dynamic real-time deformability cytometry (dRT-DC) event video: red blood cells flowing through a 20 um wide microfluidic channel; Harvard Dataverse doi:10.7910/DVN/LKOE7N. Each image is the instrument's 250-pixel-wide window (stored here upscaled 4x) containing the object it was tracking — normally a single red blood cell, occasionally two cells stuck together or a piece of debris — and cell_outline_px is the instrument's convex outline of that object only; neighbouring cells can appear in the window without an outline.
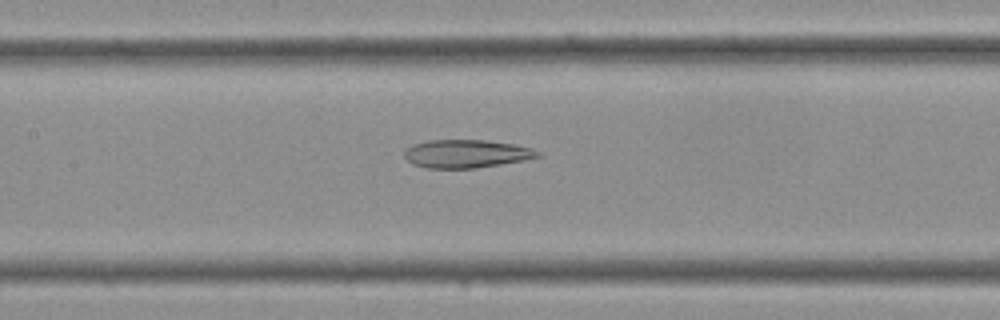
{"species": "Egyptian fruit bat (a non-hibernating species)", "species_latin": "Rousettus aegyptiacus", "temperature_condition": "cold", "stored_images_in_passage": 25, "camera_frame_rate_fps": 3000, "um_per_image_px": 0.085, "frame": {"image": 1, "passage_image": 6, "time_ms": 1.667, "image_size_px": [1000, 320], "cell_outline_px": [[540, 156], [524, 160], [476, 168], [428, 168], [412, 164], [404, 156], [404, 152], [412, 144], [428, 140], [484, 140], [512, 144], [532, 148], [540, 152]], "centroid_in_image_um": [39.62, 13.07], "position_along_channel_um": 167.8, "area_um2": 21.73}}
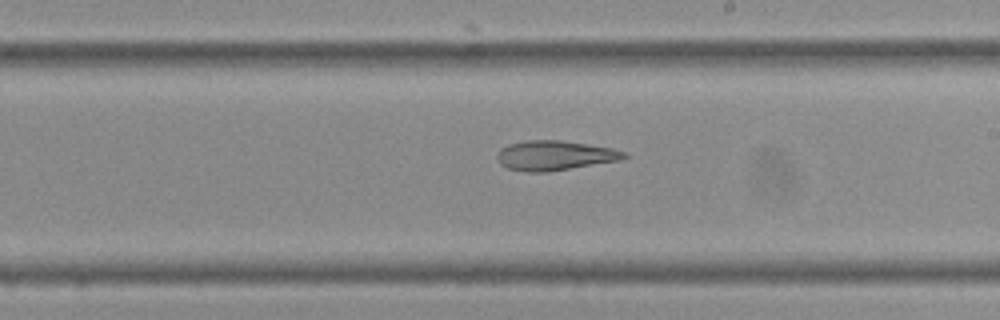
{"frame": {"image": 2, "passage_image": 10, "time_ms": 3.0, "image_size_px": [1000, 320], "cell_outline_px": [[628, 156], [620, 160], [548, 172], [528, 172], [508, 168], [500, 164], [496, 156], [500, 148], [508, 144], [524, 140], [560, 140], [588, 144], [612, 148], [628, 152]], "centroid_in_image_um": [47.15, 13.21], "position_along_channel_um": 241.9, "area_um2": 22.08}}
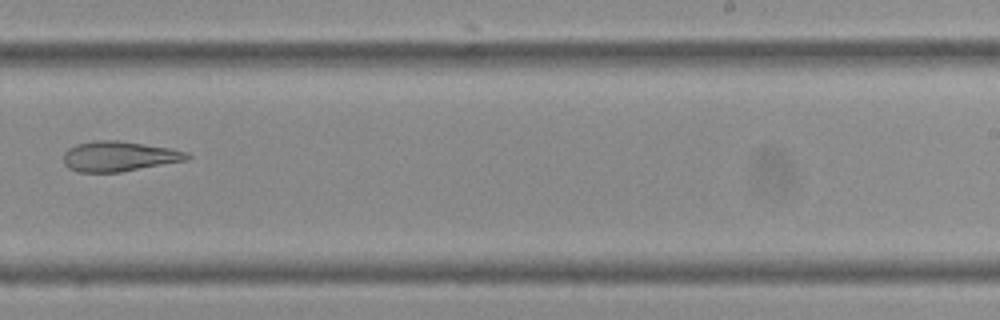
{"frame": {"image": 3, "passage_image": 12, "time_ms": 3.667, "image_size_px": [1000, 320], "cell_outline_px": [[192, 156], [188, 160], [120, 172], [76, 172], [68, 168], [64, 164], [64, 152], [68, 148], [76, 144], [92, 140], [120, 140], [172, 148], [188, 152]], "centroid_in_image_um": [10.13, 13.28], "position_along_channel_um": 278.9, "area_um2": 22.02}}